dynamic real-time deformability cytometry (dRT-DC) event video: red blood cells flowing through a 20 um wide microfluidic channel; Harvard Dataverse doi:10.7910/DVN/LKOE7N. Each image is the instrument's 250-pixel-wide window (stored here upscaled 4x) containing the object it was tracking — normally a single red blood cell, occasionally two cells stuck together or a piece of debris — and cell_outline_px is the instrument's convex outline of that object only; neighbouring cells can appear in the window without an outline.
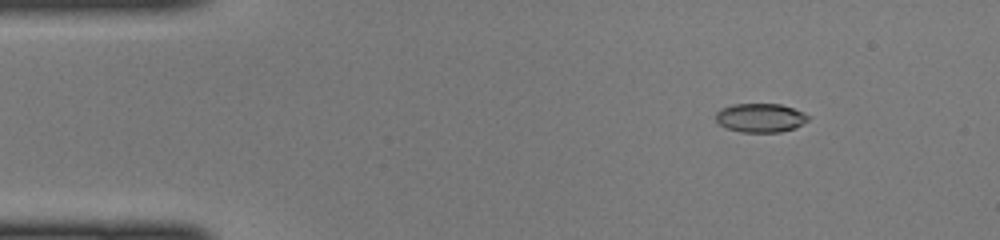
{"species": "common noctule bat (a hibernating species)", "species_latin": "Nyctalus noctula", "temperature_condition": "cold", "stored_images_in_passage": 47, "camera_frame_rate_fps": 3000, "um_per_image_px": 0.085, "animal": {"sex": "female", "body_mass_g": 22.0, "forearm_length_mm": 56.7}, "frame": {"image": 1, "passage_image": 6, "time_ms": 1.667, "image_size_px": [1000, 240], "cell_outline_px": [[808, 120], [796, 128], [780, 132], [740, 132], [728, 128], [720, 124], [716, 120], [716, 112], [720, 108], [732, 104], [780, 104], [804, 112], [808, 116]], "centroid_in_image_um": [64.63, 10.01], "position_along_channel_um": 20.4, "area_um2": 15.55}}
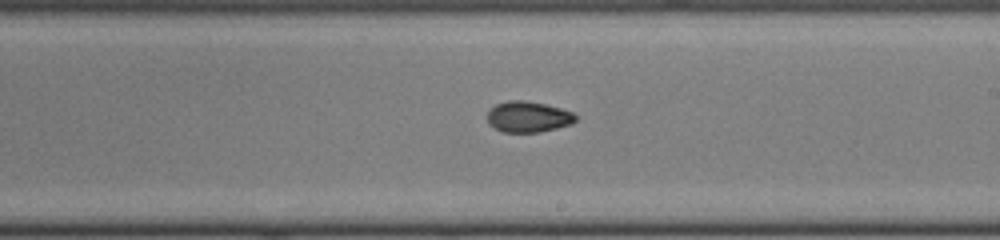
{"frame": {"image": 2, "passage_image": 27, "time_ms": 8.667, "image_size_px": [1000, 240], "cell_outline_px": [[576, 120], [572, 124], [556, 128], [536, 132], [504, 132], [496, 128], [488, 120], [488, 112], [496, 104], [508, 100], [524, 100], [544, 104], [560, 108], [572, 112], [576, 116]], "centroid_in_image_um": [44.92, 9.92], "position_along_channel_um": 244.1, "area_um2": 15.61}}
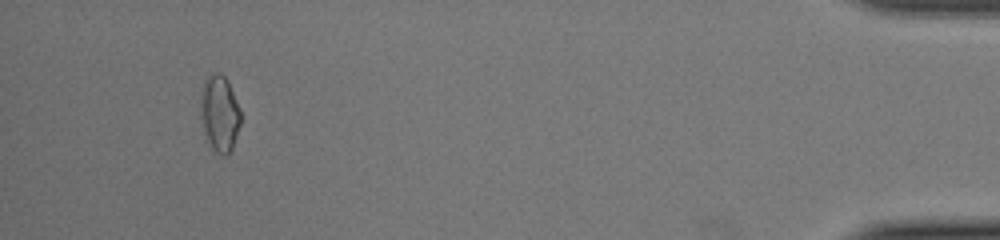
{"frame": {"image": 3, "passage_image": 44, "time_ms": 14.333, "image_size_px": [1000, 240], "cell_outline_px": [[240, 124], [232, 148], [224, 156], [216, 152], [212, 148], [208, 140], [204, 128], [200, 100], [200, 92], [204, 80], [208, 76], [216, 72], [220, 72], [228, 80], [240, 108]], "centroid_in_image_um": [18.68, 9.58], "position_along_channel_um": 416.5, "area_um2": 17.57}}